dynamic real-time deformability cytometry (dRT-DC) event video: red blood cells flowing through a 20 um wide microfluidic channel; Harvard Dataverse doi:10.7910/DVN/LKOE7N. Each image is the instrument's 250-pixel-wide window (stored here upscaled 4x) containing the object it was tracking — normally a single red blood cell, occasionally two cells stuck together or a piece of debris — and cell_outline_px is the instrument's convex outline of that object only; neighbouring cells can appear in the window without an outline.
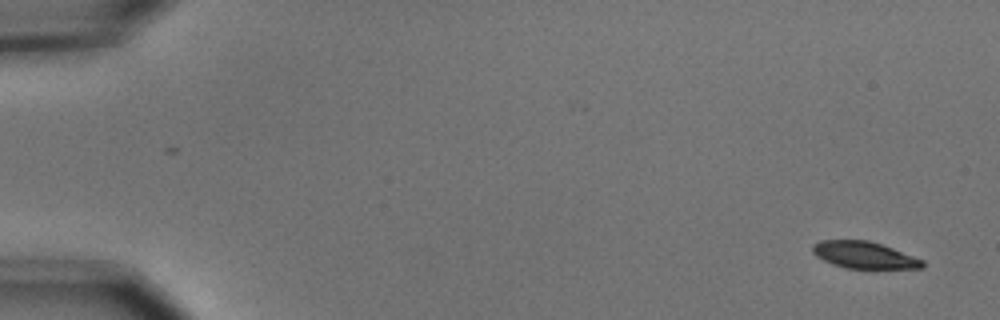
{"species": "common noctule bat (a hibernating species)", "species_latin": "Nyctalus noctula", "temperature_condition": "cold", "stored_images_in_passage": 2, "camera_frame_rate_fps": 3000, "um_per_image_px": 0.085, "animal": {"sex": "male", "body_mass_g": 15.6}, "frame": {"image": 1, "passage_image": 1, "time_ms": 0.0, "image_size_px": [1000, 320], "cell_outline_px": [[924, 268], [848, 268], [832, 264], [816, 256], [812, 252], [812, 244], [820, 240], [868, 240], [892, 248], [924, 260]], "centroid_in_image_um": [73.43, 21.67], "position_along_channel_um": 11.6, "area_um2": 17.05}}